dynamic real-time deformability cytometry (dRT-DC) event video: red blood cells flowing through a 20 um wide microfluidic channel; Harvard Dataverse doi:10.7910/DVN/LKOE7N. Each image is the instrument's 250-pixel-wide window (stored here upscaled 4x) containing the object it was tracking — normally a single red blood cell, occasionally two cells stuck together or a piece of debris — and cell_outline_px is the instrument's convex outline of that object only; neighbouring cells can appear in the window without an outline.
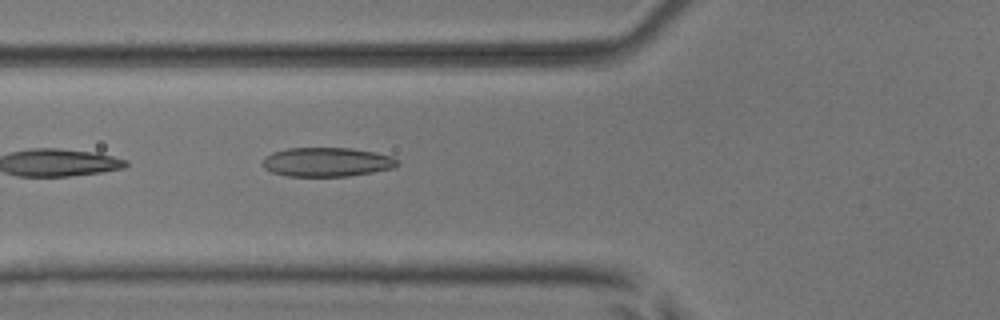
{"species": "common noctule bat (a hibernating species)", "species_latin": "Nyctalus noctula", "temperature_condition": "room temperature", "stored_images_in_passage": 5, "camera_frame_rate_fps": 3000, "um_per_image_px": 0.085, "animal": {"sex": "male", "body_mass_g": 17.9, "forearm_length_mm": 54.2}, "frame": {"image": 1, "passage_image": 5, "time_ms": 1.333, "image_size_px": [1000, 320], "cell_outline_px": [[400, 164], [392, 168], [372, 172], [348, 176], [288, 176], [272, 172], [264, 168], [264, 156], [272, 152], [288, 148], [352, 148], [376, 152], [392, 156]], "centroid_in_image_um": [27.79, 13.76], "position_along_channel_um": 98.0, "area_um2": 22.83}}